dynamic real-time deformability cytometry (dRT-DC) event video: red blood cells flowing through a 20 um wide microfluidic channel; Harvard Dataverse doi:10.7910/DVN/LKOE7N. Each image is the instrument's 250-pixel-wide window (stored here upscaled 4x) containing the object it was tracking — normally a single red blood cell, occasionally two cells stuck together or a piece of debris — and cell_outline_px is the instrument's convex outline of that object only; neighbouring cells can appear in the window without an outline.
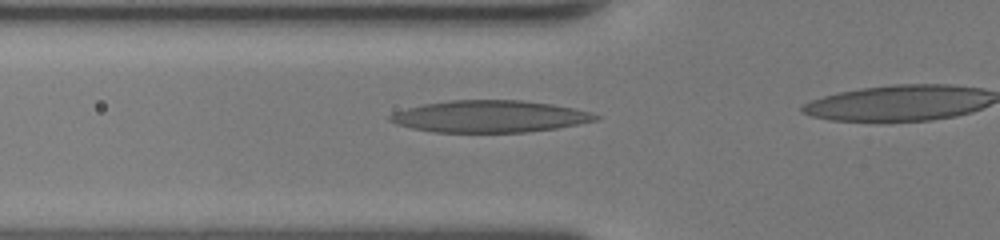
{"species": "human", "species_latin": "Homo sapiens", "temperature_condition": "room temperature", "stored_images_in_passage": 30, "camera_frame_rate_fps": 3000, "um_per_image_px": 0.085, "donor": {"sex": "female"}, "frame": {"image": 1, "passage_image": 14, "time_ms": 4.333, "image_size_px": [1000, 240], "cell_outline_px": [[600, 120], [556, 128], [524, 132], [432, 132], [412, 128], [396, 124], [388, 120], [388, 116], [396, 112], [408, 108], [424, 104], [452, 100], [520, 100], [552, 104], [572, 108], [588, 112], [600, 116]], "centroid_in_image_um": [41.62, 9.9], "position_along_channel_um": 84.2, "area_um2": 37.97}}
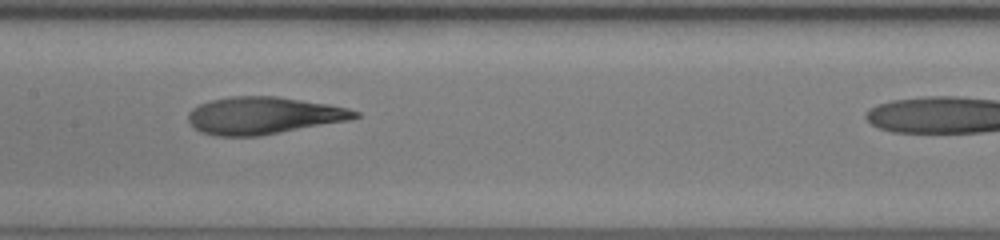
{"frame": {"image": 2, "passage_image": 21, "time_ms": 6.667, "image_size_px": [1000, 240], "cell_outline_px": [[360, 116], [348, 120], [260, 136], [216, 136], [200, 132], [188, 120], [188, 112], [192, 108], [200, 104], [212, 100], [232, 96], [276, 96], [328, 104], [348, 108], [360, 112]], "centroid_in_image_um": [22.39, 9.82], "position_along_channel_um": 185.0, "area_um2": 36.01}}
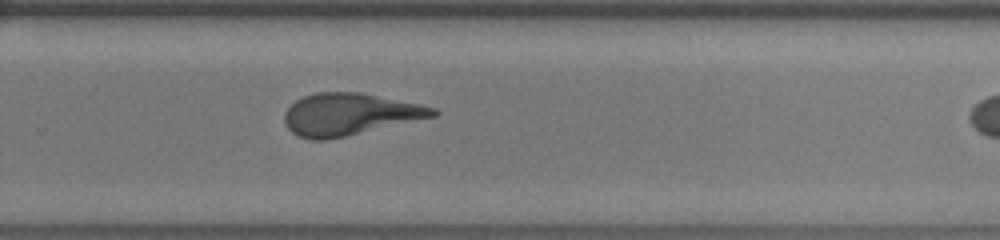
{"frame": {"image": 3, "passage_image": 29, "time_ms": 9.333, "image_size_px": [1000, 240], "cell_outline_px": [[440, 112], [436, 116], [344, 136], [324, 140], [312, 140], [296, 136], [284, 124], [284, 112], [296, 100], [304, 96], [316, 92], [360, 92], [420, 104], [436, 108]], "centroid_in_image_um": [29.69, 9.71], "position_along_channel_um": 300.1, "area_um2": 36.18}}